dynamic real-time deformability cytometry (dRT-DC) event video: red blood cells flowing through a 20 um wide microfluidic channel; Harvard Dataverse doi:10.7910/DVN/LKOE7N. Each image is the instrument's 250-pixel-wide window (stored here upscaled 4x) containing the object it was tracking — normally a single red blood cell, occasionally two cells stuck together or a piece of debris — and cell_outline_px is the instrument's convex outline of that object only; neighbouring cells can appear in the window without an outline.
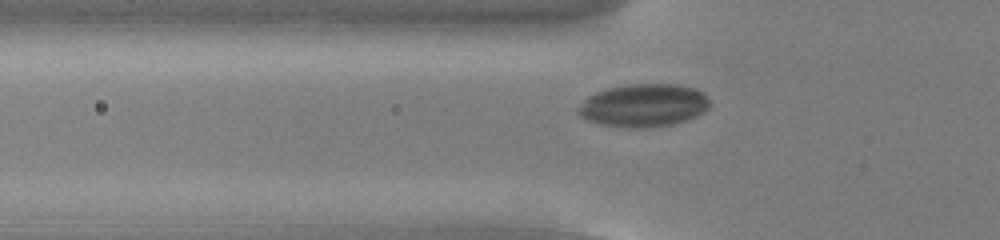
{"species": "common noctule bat (a hibernating species)", "species_latin": "Nyctalus noctula", "temperature_condition": "cold", "stored_images_in_passage": 51, "camera_frame_rate_fps": 3000, "um_per_image_px": 0.085, "animal": {"sex": "male", "body_mass_g": 13.0, "forearm_length_mm": 53.1}, "frame": {"image": 1, "passage_image": 15, "time_ms": 4.667, "image_size_px": [1000, 240], "cell_outline_px": [[708, 108], [704, 112], [688, 120], [672, 124], [644, 128], [628, 128], [600, 124], [588, 120], [580, 116], [576, 108], [588, 96], [596, 92], [608, 88], [628, 84], [680, 84], [696, 88], [708, 100]], "centroid_in_image_um": [54.69, 8.96], "position_along_channel_um": 71.1, "area_um2": 32.95}}
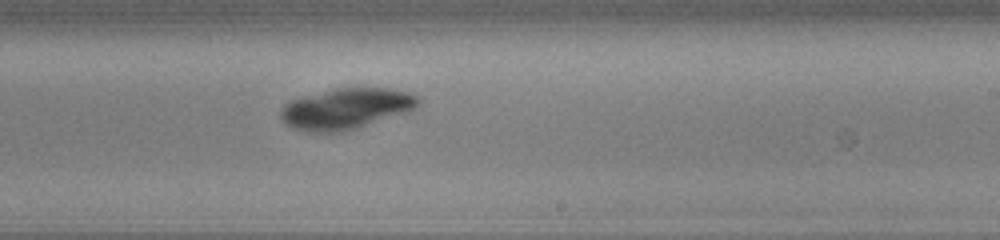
{"frame": {"image": 2, "passage_image": 30, "time_ms": 9.667, "image_size_px": [1000, 240], "cell_outline_px": [[420, 100], [408, 112], [340, 132], [308, 132], [292, 128], [284, 124], [280, 120], [280, 108], [288, 100], [300, 96], [336, 88], [392, 88], [412, 92]], "centroid_in_image_um": [29.33, 9.22], "position_along_channel_um": 259.7, "area_um2": 32.89}}
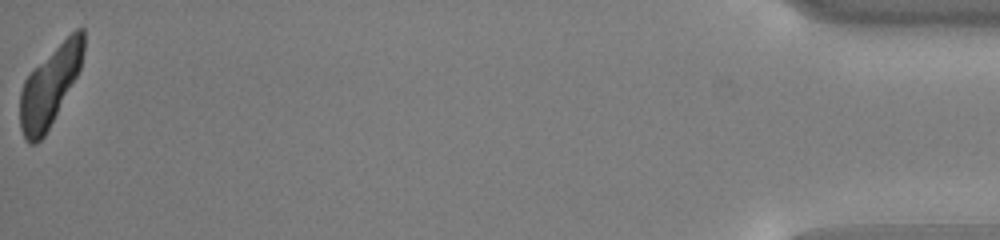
{"frame": {"image": 3, "passage_image": 51, "time_ms": 16.667, "image_size_px": [1000, 240], "cell_outline_px": [[84, 52], [80, 68], [76, 76], [44, 136], [36, 144], [28, 144], [24, 140], [20, 128], [20, 92], [24, 80], [76, 28], [84, 28]], "centroid_in_image_um": [4.22, 7.38], "position_along_channel_um": 431.0, "area_um2": 28.32}}